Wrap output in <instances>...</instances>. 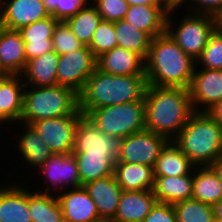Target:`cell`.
<instances>
[{
    "label": "cell",
    "instance_id": "obj_1",
    "mask_svg": "<svg viewBox=\"0 0 222 222\" xmlns=\"http://www.w3.org/2000/svg\"><path fill=\"white\" fill-rule=\"evenodd\" d=\"M145 127L173 141L194 113L189 88L148 85Z\"/></svg>",
    "mask_w": 222,
    "mask_h": 222
},
{
    "label": "cell",
    "instance_id": "obj_2",
    "mask_svg": "<svg viewBox=\"0 0 222 222\" xmlns=\"http://www.w3.org/2000/svg\"><path fill=\"white\" fill-rule=\"evenodd\" d=\"M147 86L146 75H112L96 68L78 94L79 110L86 116L101 107L144 100Z\"/></svg>",
    "mask_w": 222,
    "mask_h": 222
},
{
    "label": "cell",
    "instance_id": "obj_3",
    "mask_svg": "<svg viewBox=\"0 0 222 222\" xmlns=\"http://www.w3.org/2000/svg\"><path fill=\"white\" fill-rule=\"evenodd\" d=\"M196 61L180 49L167 32L151 41L145 59L148 85L189 88Z\"/></svg>",
    "mask_w": 222,
    "mask_h": 222
},
{
    "label": "cell",
    "instance_id": "obj_4",
    "mask_svg": "<svg viewBox=\"0 0 222 222\" xmlns=\"http://www.w3.org/2000/svg\"><path fill=\"white\" fill-rule=\"evenodd\" d=\"M222 127L206 112H194L173 142L196 167L211 166L221 148Z\"/></svg>",
    "mask_w": 222,
    "mask_h": 222
},
{
    "label": "cell",
    "instance_id": "obj_5",
    "mask_svg": "<svg viewBox=\"0 0 222 222\" xmlns=\"http://www.w3.org/2000/svg\"><path fill=\"white\" fill-rule=\"evenodd\" d=\"M24 88L21 124L63 116H84L79 110L78 94L66 86ZM22 121V122H21Z\"/></svg>",
    "mask_w": 222,
    "mask_h": 222
},
{
    "label": "cell",
    "instance_id": "obj_6",
    "mask_svg": "<svg viewBox=\"0 0 222 222\" xmlns=\"http://www.w3.org/2000/svg\"><path fill=\"white\" fill-rule=\"evenodd\" d=\"M176 9L182 8L171 7L168 12L166 32L182 51L196 61L207 46L209 37L222 24V21L212 15L188 13L186 11L184 16L177 22V26H175L176 22L171 17L176 12Z\"/></svg>",
    "mask_w": 222,
    "mask_h": 222
},
{
    "label": "cell",
    "instance_id": "obj_7",
    "mask_svg": "<svg viewBox=\"0 0 222 222\" xmlns=\"http://www.w3.org/2000/svg\"><path fill=\"white\" fill-rule=\"evenodd\" d=\"M86 117L101 132L121 139L146 130L144 100L94 109Z\"/></svg>",
    "mask_w": 222,
    "mask_h": 222
},
{
    "label": "cell",
    "instance_id": "obj_8",
    "mask_svg": "<svg viewBox=\"0 0 222 222\" xmlns=\"http://www.w3.org/2000/svg\"><path fill=\"white\" fill-rule=\"evenodd\" d=\"M36 171V174L33 173V175H37V173L44 175L41 180L44 179L43 182L46 184L44 185V189H42V187L41 189L35 188L37 192L54 193L57 195V193L64 191V189L67 190L82 186L77 162L73 153L53 154L43 165L36 169Z\"/></svg>",
    "mask_w": 222,
    "mask_h": 222
},
{
    "label": "cell",
    "instance_id": "obj_9",
    "mask_svg": "<svg viewBox=\"0 0 222 222\" xmlns=\"http://www.w3.org/2000/svg\"><path fill=\"white\" fill-rule=\"evenodd\" d=\"M97 68V58L88 46L59 55L57 85L71 88L79 94L86 81Z\"/></svg>",
    "mask_w": 222,
    "mask_h": 222
},
{
    "label": "cell",
    "instance_id": "obj_10",
    "mask_svg": "<svg viewBox=\"0 0 222 222\" xmlns=\"http://www.w3.org/2000/svg\"><path fill=\"white\" fill-rule=\"evenodd\" d=\"M168 142L166 137L148 130L131 134L121 140L116 162L139 163L154 167Z\"/></svg>",
    "mask_w": 222,
    "mask_h": 222
},
{
    "label": "cell",
    "instance_id": "obj_11",
    "mask_svg": "<svg viewBox=\"0 0 222 222\" xmlns=\"http://www.w3.org/2000/svg\"><path fill=\"white\" fill-rule=\"evenodd\" d=\"M121 140L101 132L84 116L76 128L72 153L75 156H113L117 160Z\"/></svg>",
    "mask_w": 222,
    "mask_h": 222
},
{
    "label": "cell",
    "instance_id": "obj_12",
    "mask_svg": "<svg viewBox=\"0 0 222 222\" xmlns=\"http://www.w3.org/2000/svg\"><path fill=\"white\" fill-rule=\"evenodd\" d=\"M84 116L42 119L30 125L39 133L54 154H71L78 122Z\"/></svg>",
    "mask_w": 222,
    "mask_h": 222
},
{
    "label": "cell",
    "instance_id": "obj_13",
    "mask_svg": "<svg viewBox=\"0 0 222 222\" xmlns=\"http://www.w3.org/2000/svg\"><path fill=\"white\" fill-rule=\"evenodd\" d=\"M189 92L194 112H206L222 100V70L195 68Z\"/></svg>",
    "mask_w": 222,
    "mask_h": 222
},
{
    "label": "cell",
    "instance_id": "obj_14",
    "mask_svg": "<svg viewBox=\"0 0 222 222\" xmlns=\"http://www.w3.org/2000/svg\"><path fill=\"white\" fill-rule=\"evenodd\" d=\"M42 0H0V26L20 30L49 17Z\"/></svg>",
    "mask_w": 222,
    "mask_h": 222
},
{
    "label": "cell",
    "instance_id": "obj_15",
    "mask_svg": "<svg viewBox=\"0 0 222 222\" xmlns=\"http://www.w3.org/2000/svg\"><path fill=\"white\" fill-rule=\"evenodd\" d=\"M56 196L64 218L73 222H104L84 186L64 190Z\"/></svg>",
    "mask_w": 222,
    "mask_h": 222
},
{
    "label": "cell",
    "instance_id": "obj_16",
    "mask_svg": "<svg viewBox=\"0 0 222 222\" xmlns=\"http://www.w3.org/2000/svg\"><path fill=\"white\" fill-rule=\"evenodd\" d=\"M83 186L94 201L99 217L104 222H110L116 215L123 191L114 174L90 181Z\"/></svg>",
    "mask_w": 222,
    "mask_h": 222
},
{
    "label": "cell",
    "instance_id": "obj_17",
    "mask_svg": "<svg viewBox=\"0 0 222 222\" xmlns=\"http://www.w3.org/2000/svg\"><path fill=\"white\" fill-rule=\"evenodd\" d=\"M25 83L21 75L0 77V122L4 125L20 122ZM7 123V124H6Z\"/></svg>",
    "mask_w": 222,
    "mask_h": 222
},
{
    "label": "cell",
    "instance_id": "obj_18",
    "mask_svg": "<svg viewBox=\"0 0 222 222\" xmlns=\"http://www.w3.org/2000/svg\"><path fill=\"white\" fill-rule=\"evenodd\" d=\"M26 64L21 33L0 26V72L4 75H21Z\"/></svg>",
    "mask_w": 222,
    "mask_h": 222
},
{
    "label": "cell",
    "instance_id": "obj_19",
    "mask_svg": "<svg viewBox=\"0 0 222 222\" xmlns=\"http://www.w3.org/2000/svg\"><path fill=\"white\" fill-rule=\"evenodd\" d=\"M2 186H0V222H32L29 211V188L16 183Z\"/></svg>",
    "mask_w": 222,
    "mask_h": 222
},
{
    "label": "cell",
    "instance_id": "obj_20",
    "mask_svg": "<svg viewBox=\"0 0 222 222\" xmlns=\"http://www.w3.org/2000/svg\"><path fill=\"white\" fill-rule=\"evenodd\" d=\"M169 5H130L123 20L147 33L152 39L166 32Z\"/></svg>",
    "mask_w": 222,
    "mask_h": 222
},
{
    "label": "cell",
    "instance_id": "obj_21",
    "mask_svg": "<svg viewBox=\"0 0 222 222\" xmlns=\"http://www.w3.org/2000/svg\"><path fill=\"white\" fill-rule=\"evenodd\" d=\"M97 68L112 75H145V59L138 53L116 46L97 58Z\"/></svg>",
    "mask_w": 222,
    "mask_h": 222
},
{
    "label": "cell",
    "instance_id": "obj_22",
    "mask_svg": "<svg viewBox=\"0 0 222 222\" xmlns=\"http://www.w3.org/2000/svg\"><path fill=\"white\" fill-rule=\"evenodd\" d=\"M58 22L50 15L19 30L25 43L27 61L53 51L52 37Z\"/></svg>",
    "mask_w": 222,
    "mask_h": 222
},
{
    "label": "cell",
    "instance_id": "obj_23",
    "mask_svg": "<svg viewBox=\"0 0 222 222\" xmlns=\"http://www.w3.org/2000/svg\"><path fill=\"white\" fill-rule=\"evenodd\" d=\"M156 202L153 190L122 191L116 215L110 222H143Z\"/></svg>",
    "mask_w": 222,
    "mask_h": 222
},
{
    "label": "cell",
    "instance_id": "obj_24",
    "mask_svg": "<svg viewBox=\"0 0 222 222\" xmlns=\"http://www.w3.org/2000/svg\"><path fill=\"white\" fill-rule=\"evenodd\" d=\"M21 131H23L22 135L20 131L19 133L16 131L18 136H13L18 138L17 141L16 138L14 139L18 144V148L16 147V149L20 153H18L20 155L19 158H22L21 160L27 166L30 165L29 168L34 169L31 173H34L54 153L31 125L24 124V128Z\"/></svg>",
    "mask_w": 222,
    "mask_h": 222
},
{
    "label": "cell",
    "instance_id": "obj_25",
    "mask_svg": "<svg viewBox=\"0 0 222 222\" xmlns=\"http://www.w3.org/2000/svg\"><path fill=\"white\" fill-rule=\"evenodd\" d=\"M58 61L59 55L54 50L28 60L21 74L26 88L57 85Z\"/></svg>",
    "mask_w": 222,
    "mask_h": 222
},
{
    "label": "cell",
    "instance_id": "obj_26",
    "mask_svg": "<svg viewBox=\"0 0 222 222\" xmlns=\"http://www.w3.org/2000/svg\"><path fill=\"white\" fill-rule=\"evenodd\" d=\"M113 174L123 191L153 190V167L139 163L116 162Z\"/></svg>",
    "mask_w": 222,
    "mask_h": 222
},
{
    "label": "cell",
    "instance_id": "obj_27",
    "mask_svg": "<svg viewBox=\"0 0 222 222\" xmlns=\"http://www.w3.org/2000/svg\"><path fill=\"white\" fill-rule=\"evenodd\" d=\"M154 178L153 193L157 202L173 205L192 198L193 172L187 175Z\"/></svg>",
    "mask_w": 222,
    "mask_h": 222
},
{
    "label": "cell",
    "instance_id": "obj_28",
    "mask_svg": "<svg viewBox=\"0 0 222 222\" xmlns=\"http://www.w3.org/2000/svg\"><path fill=\"white\" fill-rule=\"evenodd\" d=\"M195 167L179 147L169 141L153 167L154 177L187 175L191 174Z\"/></svg>",
    "mask_w": 222,
    "mask_h": 222
},
{
    "label": "cell",
    "instance_id": "obj_29",
    "mask_svg": "<svg viewBox=\"0 0 222 222\" xmlns=\"http://www.w3.org/2000/svg\"><path fill=\"white\" fill-rule=\"evenodd\" d=\"M192 198L210 205L222 199V182L211 166L194 168Z\"/></svg>",
    "mask_w": 222,
    "mask_h": 222
},
{
    "label": "cell",
    "instance_id": "obj_30",
    "mask_svg": "<svg viewBox=\"0 0 222 222\" xmlns=\"http://www.w3.org/2000/svg\"><path fill=\"white\" fill-rule=\"evenodd\" d=\"M29 211L32 222H60L62 208L57 196L41 193L29 188Z\"/></svg>",
    "mask_w": 222,
    "mask_h": 222
},
{
    "label": "cell",
    "instance_id": "obj_31",
    "mask_svg": "<svg viewBox=\"0 0 222 222\" xmlns=\"http://www.w3.org/2000/svg\"><path fill=\"white\" fill-rule=\"evenodd\" d=\"M114 27L118 46L138 53L146 59L152 38L123 19L114 22Z\"/></svg>",
    "mask_w": 222,
    "mask_h": 222
},
{
    "label": "cell",
    "instance_id": "obj_32",
    "mask_svg": "<svg viewBox=\"0 0 222 222\" xmlns=\"http://www.w3.org/2000/svg\"><path fill=\"white\" fill-rule=\"evenodd\" d=\"M101 20L102 17L97 8L90 3L87 7L82 8L75 16L68 18L65 22L79 41L83 45L89 46Z\"/></svg>",
    "mask_w": 222,
    "mask_h": 222
},
{
    "label": "cell",
    "instance_id": "obj_33",
    "mask_svg": "<svg viewBox=\"0 0 222 222\" xmlns=\"http://www.w3.org/2000/svg\"><path fill=\"white\" fill-rule=\"evenodd\" d=\"M81 185L113 175L116 159L113 156H75Z\"/></svg>",
    "mask_w": 222,
    "mask_h": 222
},
{
    "label": "cell",
    "instance_id": "obj_34",
    "mask_svg": "<svg viewBox=\"0 0 222 222\" xmlns=\"http://www.w3.org/2000/svg\"><path fill=\"white\" fill-rule=\"evenodd\" d=\"M177 222H215L212 205L193 198L173 204Z\"/></svg>",
    "mask_w": 222,
    "mask_h": 222
},
{
    "label": "cell",
    "instance_id": "obj_35",
    "mask_svg": "<svg viewBox=\"0 0 222 222\" xmlns=\"http://www.w3.org/2000/svg\"><path fill=\"white\" fill-rule=\"evenodd\" d=\"M195 68L222 70V24L209 37L207 46L196 60Z\"/></svg>",
    "mask_w": 222,
    "mask_h": 222
},
{
    "label": "cell",
    "instance_id": "obj_36",
    "mask_svg": "<svg viewBox=\"0 0 222 222\" xmlns=\"http://www.w3.org/2000/svg\"><path fill=\"white\" fill-rule=\"evenodd\" d=\"M118 46L114 22L101 20L88 46L94 56L98 58L103 53Z\"/></svg>",
    "mask_w": 222,
    "mask_h": 222
},
{
    "label": "cell",
    "instance_id": "obj_37",
    "mask_svg": "<svg viewBox=\"0 0 222 222\" xmlns=\"http://www.w3.org/2000/svg\"><path fill=\"white\" fill-rule=\"evenodd\" d=\"M52 43L53 50L58 55L74 52L84 46L65 21H59L55 26Z\"/></svg>",
    "mask_w": 222,
    "mask_h": 222
},
{
    "label": "cell",
    "instance_id": "obj_38",
    "mask_svg": "<svg viewBox=\"0 0 222 222\" xmlns=\"http://www.w3.org/2000/svg\"><path fill=\"white\" fill-rule=\"evenodd\" d=\"M103 20L116 22L124 19L129 4L126 0H91Z\"/></svg>",
    "mask_w": 222,
    "mask_h": 222
},
{
    "label": "cell",
    "instance_id": "obj_39",
    "mask_svg": "<svg viewBox=\"0 0 222 222\" xmlns=\"http://www.w3.org/2000/svg\"><path fill=\"white\" fill-rule=\"evenodd\" d=\"M183 7L190 13L207 14L222 21V0H187ZM189 5V6H188ZM188 8V9H187Z\"/></svg>",
    "mask_w": 222,
    "mask_h": 222
},
{
    "label": "cell",
    "instance_id": "obj_40",
    "mask_svg": "<svg viewBox=\"0 0 222 222\" xmlns=\"http://www.w3.org/2000/svg\"><path fill=\"white\" fill-rule=\"evenodd\" d=\"M90 3L91 0H59L56 10L51 15L58 21H66Z\"/></svg>",
    "mask_w": 222,
    "mask_h": 222
},
{
    "label": "cell",
    "instance_id": "obj_41",
    "mask_svg": "<svg viewBox=\"0 0 222 222\" xmlns=\"http://www.w3.org/2000/svg\"><path fill=\"white\" fill-rule=\"evenodd\" d=\"M143 222H177L173 205L156 202Z\"/></svg>",
    "mask_w": 222,
    "mask_h": 222
},
{
    "label": "cell",
    "instance_id": "obj_42",
    "mask_svg": "<svg viewBox=\"0 0 222 222\" xmlns=\"http://www.w3.org/2000/svg\"><path fill=\"white\" fill-rule=\"evenodd\" d=\"M206 113L222 127V100L214 104Z\"/></svg>",
    "mask_w": 222,
    "mask_h": 222
},
{
    "label": "cell",
    "instance_id": "obj_43",
    "mask_svg": "<svg viewBox=\"0 0 222 222\" xmlns=\"http://www.w3.org/2000/svg\"><path fill=\"white\" fill-rule=\"evenodd\" d=\"M129 5H169L165 0H126Z\"/></svg>",
    "mask_w": 222,
    "mask_h": 222
},
{
    "label": "cell",
    "instance_id": "obj_44",
    "mask_svg": "<svg viewBox=\"0 0 222 222\" xmlns=\"http://www.w3.org/2000/svg\"><path fill=\"white\" fill-rule=\"evenodd\" d=\"M215 222H222V199L212 205Z\"/></svg>",
    "mask_w": 222,
    "mask_h": 222
},
{
    "label": "cell",
    "instance_id": "obj_45",
    "mask_svg": "<svg viewBox=\"0 0 222 222\" xmlns=\"http://www.w3.org/2000/svg\"><path fill=\"white\" fill-rule=\"evenodd\" d=\"M46 11L51 15L57 7V4H59V0H42Z\"/></svg>",
    "mask_w": 222,
    "mask_h": 222
},
{
    "label": "cell",
    "instance_id": "obj_46",
    "mask_svg": "<svg viewBox=\"0 0 222 222\" xmlns=\"http://www.w3.org/2000/svg\"><path fill=\"white\" fill-rule=\"evenodd\" d=\"M211 167L215 170V172L218 174L221 182H222V158H218Z\"/></svg>",
    "mask_w": 222,
    "mask_h": 222
},
{
    "label": "cell",
    "instance_id": "obj_47",
    "mask_svg": "<svg viewBox=\"0 0 222 222\" xmlns=\"http://www.w3.org/2000/svg\"><path fill=\"white\" fill-rule=\"evenodd\" d=\"M187 0H172V7H181Z\"/></svg>",
    "mask_w": 222,
    "mask_h": 222
},
{
    "label": "cell",
    "instance_id": "obj_48",
    "mask_svg": "<svg viewBox=\"0 0 222 222\" xmlns=\"http://www.w3.org/2000/svg\"><path fill=\"white\" fill-rule=\"evenodd\" d=\"M60 222H73V221L72 220H68V219L63 217Z\"/></svg>",
    "mask_w": 222,
    "mask_h": 222
},
{
    "label": "cell",
    "instance_id": "obj_49",
    "mask_svg": "<svg viewBox=\"0 0 222 222\" xmlns=\"http://www.w3.org/2000/svg\"><path fill=\"white\" fill-rule=\"evenodd\" d=\"M219 158H222V139H221V148H220V152H219Z\"/></svg>",
    "mask_w": 222,
    "mask_h": 222
},
{
    "label": "cell",
    "instance_id": "obj_50",
    "mask_svg": "<svg viewBox=\"0 0 222 222\" xmlns=\"http://www.w3.org/2000/svg\"><path fill=\"white\" fill-rule=\"evenodd\" d=\"M165 1L169 4L170 7H172V0H165Z\"/></svg>",
    "mask_w": 222,
    "mask_h": 222
}]
</instances>
